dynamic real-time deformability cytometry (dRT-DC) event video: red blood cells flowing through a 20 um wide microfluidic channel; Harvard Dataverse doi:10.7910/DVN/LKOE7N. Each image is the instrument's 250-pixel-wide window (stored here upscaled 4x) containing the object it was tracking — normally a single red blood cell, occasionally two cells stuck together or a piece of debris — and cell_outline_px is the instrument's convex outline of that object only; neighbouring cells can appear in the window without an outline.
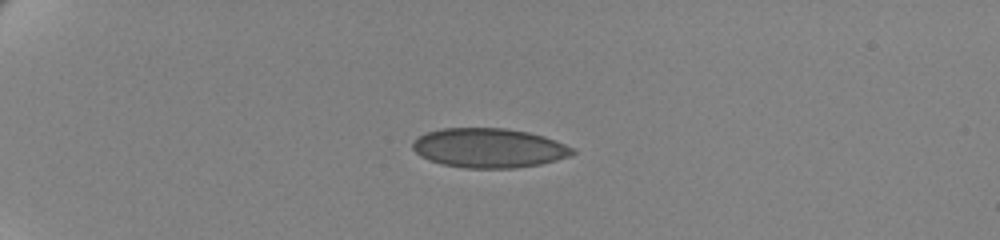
{"species": "human", "species_latin": "Homo sapiens", "temperature_condition": "cold", "stored_images_in_passage": 44, "camera_frame_rate_fps": 3000, "um_per_image_px": 0.085, "donor": {"sex": "female"}, "frame": {"image": 1, "passage_image": 1, "time_ms": 0.0, "image_size_px": [1000, 240], "cell_outline_px": [[576, 152], [568, 156], [556, 160], [540, 164], [512, 168], [464, 168], [444, 164], [420, 156], [412, 148], [412, 144], [416, 136], [440, 128], [504, 128], [528, 132], [544, 136], [576, 148]], "centroid_in_image_um": [41.56, 12.57], "position_along_channel_um": 43.4, "area_um2": 36.7}}
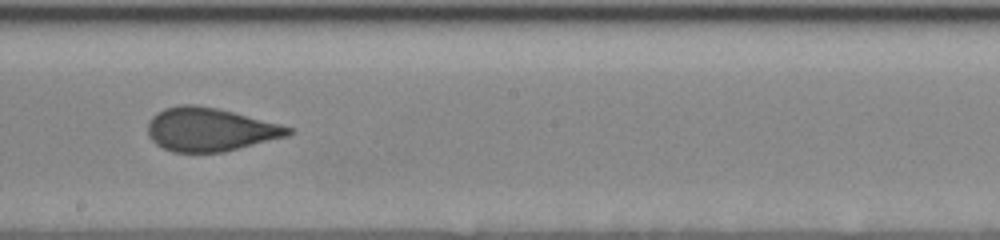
{"frame": {"image": 2, "passage_image": 22, "time_ms": 7.0, "image_size_px": [1000, 240], "cell_outline_px": [[296, 132], [288, 136], [224, 152], [172, 152], [156, 144], [148, 136], [148, 120], [156, 112], [164, 108], [180, 104], [196, 104], [216, 108], [296, 128]], "centroid_in_image_um": [17.86, 11.0], "position_along_channel_um": 230.3, "area_um2": 35.78}}
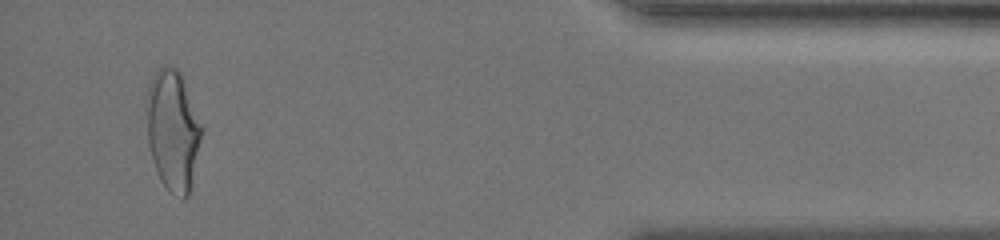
{"frame": {"image": 3, "passage_image": 42, "time_ms": 13.667, "image_size_px": [1000, 240], "cell_outline_px": [[204, 128], [188, 196], [184, 200], [168, 192], [160, 180], [156, 172], [152, 160], [148, 144], [144, 104], [144, 96], [148, 84], [156, 68], [176, 68], [184, 76]], "centroid_in_image_um": [14.67, 11.04], "position_along_channel_um": 420.5, "area_um2": 40.0}, "authors_computed_cell_mechanics": {"area_um2": 36.414, "velocity_mm_per_s": 3.4889, "shape_relaxation_time_tau1_ms": 8.3443, "shape_relaxation_time_tau2_ms": null, "deformation_change_tau1": 0.1743, "deformation_change_tau2": null}}